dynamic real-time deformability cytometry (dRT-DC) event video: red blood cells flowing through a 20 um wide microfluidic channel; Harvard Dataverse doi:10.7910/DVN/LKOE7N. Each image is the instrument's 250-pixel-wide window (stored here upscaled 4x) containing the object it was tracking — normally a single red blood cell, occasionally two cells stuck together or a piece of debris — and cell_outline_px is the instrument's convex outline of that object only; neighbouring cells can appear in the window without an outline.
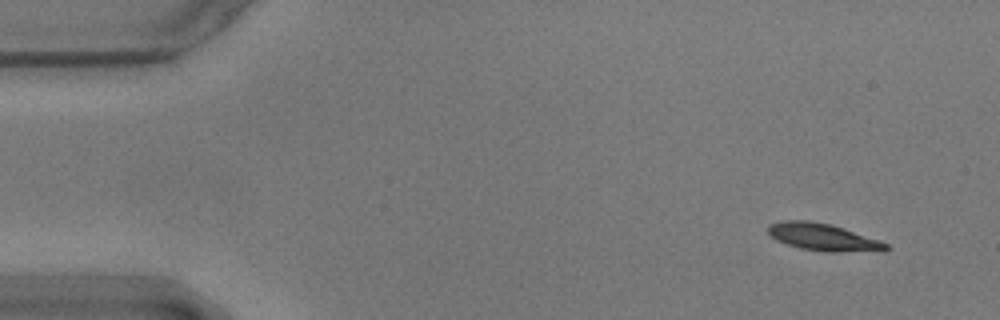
{"species": "common noctule bat (a hibernating species)", "species_latin": "Nyctalus noctula", "temperature_condition": "warm", "stored_images_in_passage": 53, "camera_frame_rate_fps": 3000, "um_per_image_px": 0.085, "animal": {"sex": "male", "body_mass_g": 17.9}, "frame": {"image": 1, "passage_image": 1, "time_ms": 0.0, "image_size_px": [1000, 320], "cell_outline_px": [[892, 248], [884, 252], [824, 252], [800, 248], [776, 240], [768, 232], [768, 224], [784, 220], [808, 220], [832, 224], [880, 240], [888, 244]], "centroid_in_image_um": [70.05, 20.17], "position_along_channel_um": 15.0, "area_um2": 19.13}}
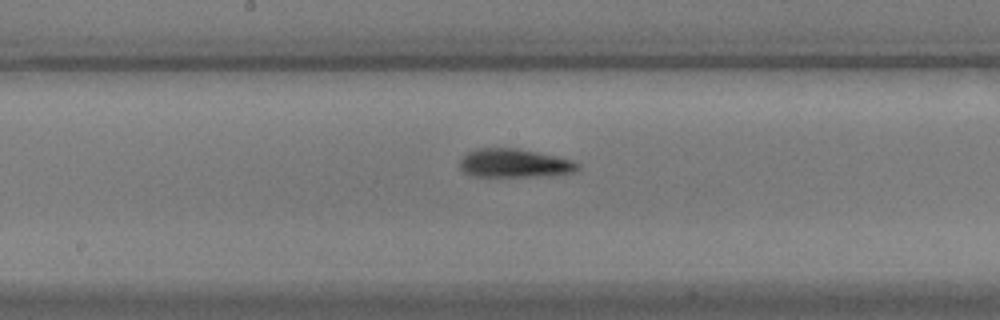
{"frame": {"image": 2, "passage_image": 26, "time_ms": 8.333, "image_size_px": [1000, 320], "cell_outline_px": [[580, 168], [572, 172], [548, 176], [472, 176], [464, 172], [460, 168], [460, 160], [468, 152], [476, 148], [516, 148], [536, 152], [572, 160], [580, 164]], "centroid_in_image_um": [43.71, 13.87], "position_along_channel_um": 204.5, "area_um2": 19.54}}
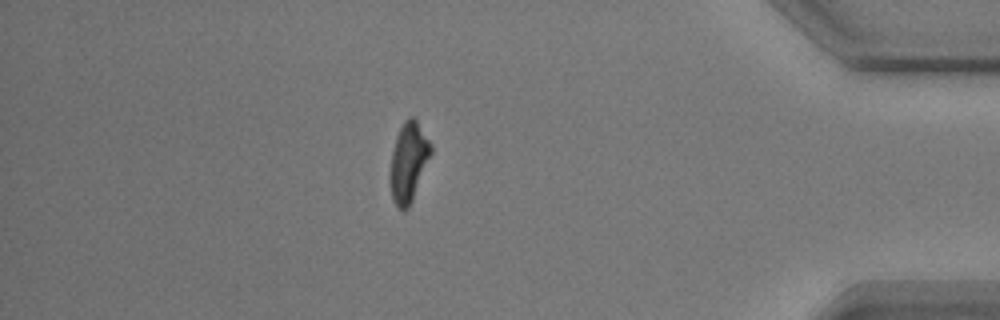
{"frame": {"image": 3, "passage_image": 46, "time_ms": 15.0, "image_size_px": [1000, 320], "cell_outline_px": [[432, 152], [412, 200], [408, 208], [404, 212], [396, 204], [392, 196], [388, 180], [388, 176], [392, 152], [396, 136], [404, 120], [408, 116], [412, 116], [416, 120], [432, 144]], "centroid_in_image_um": [34.7, 13.76], "position_along_channel_um": 400.5, "area_um2": 18.9}, "authors_computed_cell_mechanics": {"area_um2": 19.3052, "velocity_mm_per_s": 3.5234, "shape_relaxation_time_tau1_ms": 3.6554, "shape_relaxation_time_tau2_ms": 3.3514, "deformation_change_tau1": 0.1567, "deformation_change_tau2": 0.1311}}